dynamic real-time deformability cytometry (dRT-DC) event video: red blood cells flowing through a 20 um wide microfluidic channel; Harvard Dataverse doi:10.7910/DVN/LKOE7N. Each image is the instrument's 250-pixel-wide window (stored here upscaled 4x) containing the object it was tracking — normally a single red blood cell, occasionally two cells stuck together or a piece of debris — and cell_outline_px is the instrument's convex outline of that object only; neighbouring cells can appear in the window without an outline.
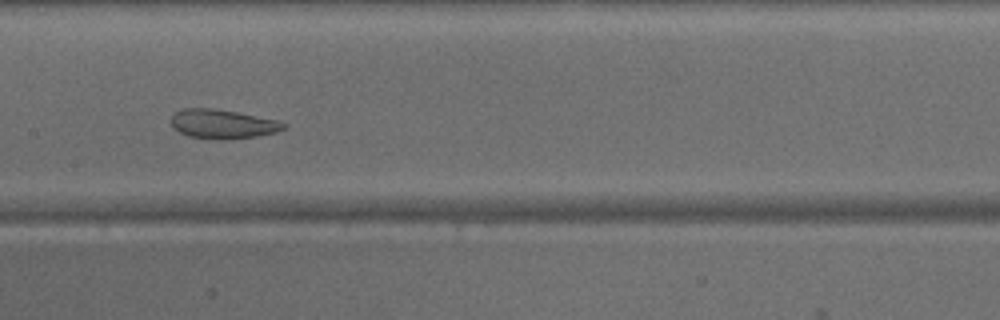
{"species": "common noctule bat (a hibernating species)", "species_latin": "Nyctalus noctula", "temperature_condition": "warm", "stored_images_in_passage": 24, "camera_frame_rate_fps": 3000, "um_per_image_px": 0.085, "animal": {"sex": "male", "body_mass_g": 15.6}, "frame": {"image": 1, "passage_image": 24, "time_ms": 7.667, "image_size_px": [1000, 320], "cell_outline_px": [[288, 124], [284, 128], [276, 132], [256, 136], [188, 136], [172, 128], [172, 116], [176, 112], [184, 108], [212, 108], [236, 112], [280, 120]], "centroid_in_image_um": [18.95, 10.48], "position_along_channel_um": 188.5, "area_um2": 18.09}}